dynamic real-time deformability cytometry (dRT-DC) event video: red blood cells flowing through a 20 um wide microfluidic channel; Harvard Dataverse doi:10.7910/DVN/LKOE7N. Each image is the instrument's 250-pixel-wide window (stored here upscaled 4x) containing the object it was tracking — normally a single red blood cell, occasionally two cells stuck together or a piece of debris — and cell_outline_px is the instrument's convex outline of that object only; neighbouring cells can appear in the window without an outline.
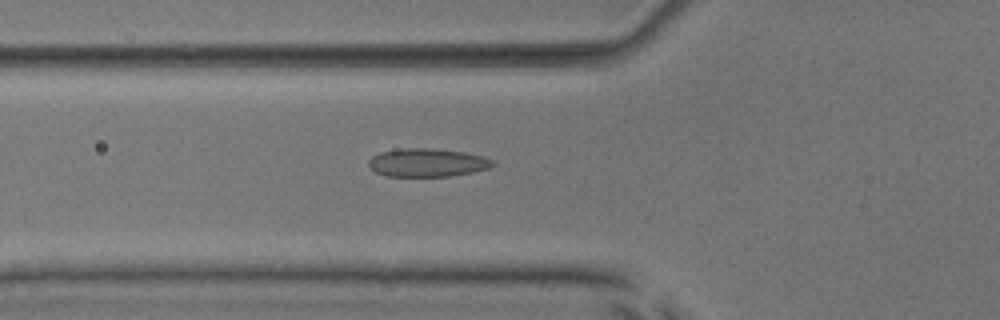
{"species": "common noctule bat (a hibernating species)", "species_latin": "Nyctalus noctula", "temperature_condition": "room temperature", "stored_images_in_passage": 33, "camera_frame_rate_fps": 3000, "um_per_image_px": 0.085, "animal": {"sex": "male", "body_mass_g": 17.9, "forearm_length_mm": 54.2}, "frame": {"image": 1, "passage_image": 5, "time_ms": 1.333, "image_size_px": [1000, 320], "cell_outline_px": [[496, 164], [488, 168], [472, 172], [452, 176], [388, 176], [376, 172], [368, 168], [368, 160], [372, 156], [380, 152], [400, 148], [432, 148], [464, 152], [484, 156], [492, 160]], "centroid_in_image_um": [36.3, 13.82], "position_along_channel_um": 89.5, "area_um2": 20.58}}
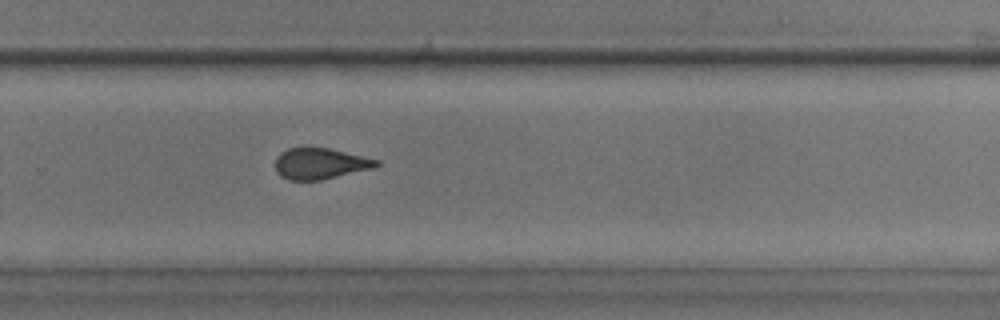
{"frame": {"image": 2, "passage_image": 21, "time_ms": 6.667, "image_size_px": [1000, 320], "cell_outline_px": [[380, 164], [376, 168], [320, 180], [288, 180], [280, 176], [276, 172], [276, 156], [280, 152], [288, 148], [328, 148], [380, 160]], "centroid_in_image_um": [27.22, 13.91], "position_along_channel_um": 302.6, "area_um2": 18.38}}
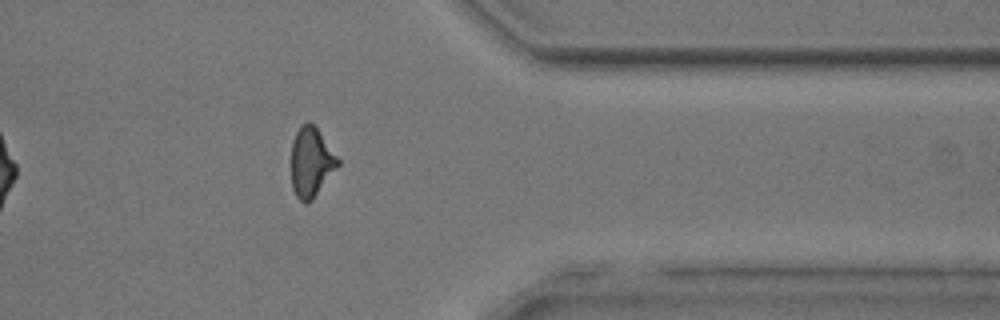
{"frame": {"image": 3, "passage_image": 28, "time_ms": 9.0, "image_size_px": [1000, 320], "cell_outline_px": [[340, 164], [312, 200], [308, 204], [304, 204], [296, 196], [292, 188], [292, 140], [300, 124], [308, 120], [316, 128], [340, 160]], "centroid_in_image_um": [26.44, 13.79], "position_along_channel_um": 385.0, "area_um2": 18.84}, "authors_computed_cell_mechanics": {"area_um2": 19.4208, "velocity_mm_per_s": 3.9975, "shape_relaxation_time_tau1_ms": 4.711, "shape_relaxation_time_tau2_ms": 1.7955, "deformation_change_tau1": 0.1249, "deformation_change_tau2": 0.1018}}